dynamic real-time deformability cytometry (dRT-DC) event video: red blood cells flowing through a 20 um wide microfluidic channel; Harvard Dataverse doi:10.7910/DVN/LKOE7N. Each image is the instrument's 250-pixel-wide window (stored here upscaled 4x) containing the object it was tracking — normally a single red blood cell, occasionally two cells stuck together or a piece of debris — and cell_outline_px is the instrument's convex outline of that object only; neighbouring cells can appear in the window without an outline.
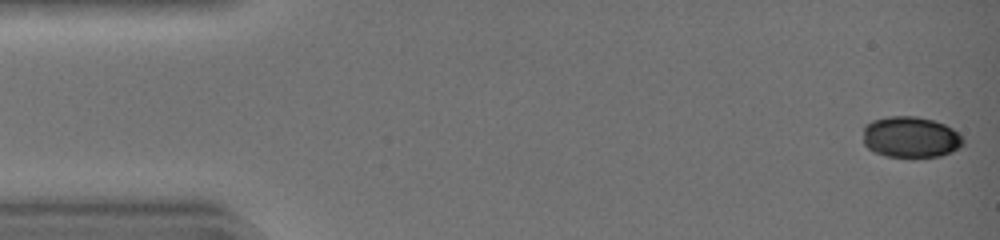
{"species": "common noctule bat (a hibernating species)", "species_latin": "Nyctalus noctula", "temperature_condition": "warm", "stored_images_in_passage": 43, "camera_frame_rate_fps": 3000, "um_per_image_px": 0.085, "animal": {"sex": "female", "body_mass_g": 19.0, "forearm_length_mm": 51.5}, "frame": {"image": 1, "passage_image": 1, "time_ms": 0.0, "image_size_px": [1000, 240], "cell_outline_px": [[964, 140], [956, 148], [940, 156], [888, 156], [876, 152], [868, 148], [864, 144], [864, 128], [872, 120], [892, 116], [916, 116], [932, 120], [944, 124], [952, 128]], "centroid_in_image_um": [77.37, 11.63], "position_along_channel_um": 7.6, "area_um2": 23.29}}
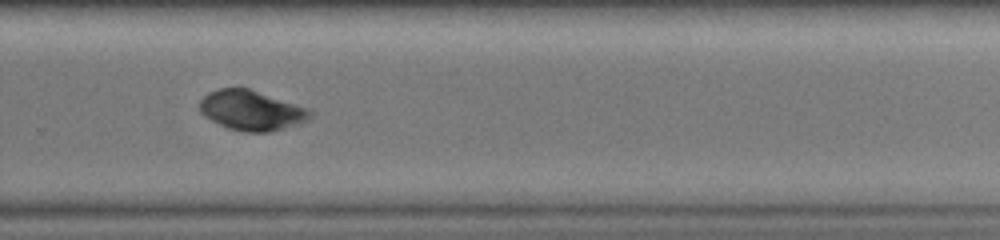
{"frame": {"image": 2, "passage_image": 30, "time_ms": 9.667, "image_size_px": [1000, 240], "cell_outline_px": [[312, 112], [304, 120], [284, 128], [268, 132], [244, 132], [228, 128], [212, 120], [200, 112], [200, 100], [208, 92], [220, 88], [248, 88], [304, 108]], "centroid_in_image_um": [21.27, 9.38], "position_along_channel_um": 308.5, "area_um2": 24.8}}
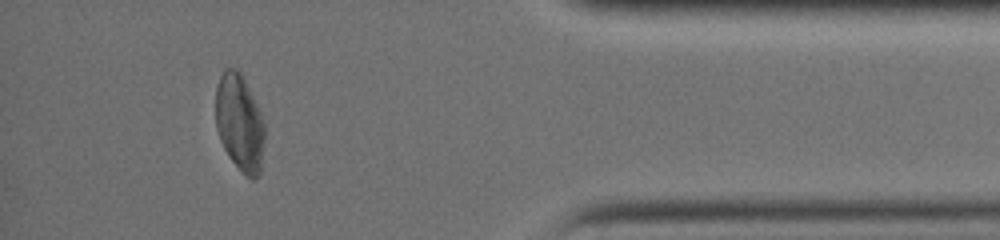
{"frame": {"image": 3, "passage_image": 39, "time_ms": 12.667, "image_size_px": [1000, 240], "cell_outline_px": [[264, 144], [260, 172], [252, 180], [244, 176], [240, 172], [228, 156], [220, 140], [216, 128], [216, 84], [224, 68], [236, 68], [240, 72], [256, 104], [264, 124]], "centroid_in_image_um": [20.35, 10.47], "position_along_channel_um": 414.9, "area_um2": 27.63}, "authors_computed_cell_mechanics": {"area_um2": 25.8366, "velocity_mm_per_s": 4.4643, "shape_relaxation_time_tau1_ms": 1.6464, "shape_relaxation_time_tau2_ms": null, "deformation_change_tau1": 0.0931, "deformation_change_tau2": null}}